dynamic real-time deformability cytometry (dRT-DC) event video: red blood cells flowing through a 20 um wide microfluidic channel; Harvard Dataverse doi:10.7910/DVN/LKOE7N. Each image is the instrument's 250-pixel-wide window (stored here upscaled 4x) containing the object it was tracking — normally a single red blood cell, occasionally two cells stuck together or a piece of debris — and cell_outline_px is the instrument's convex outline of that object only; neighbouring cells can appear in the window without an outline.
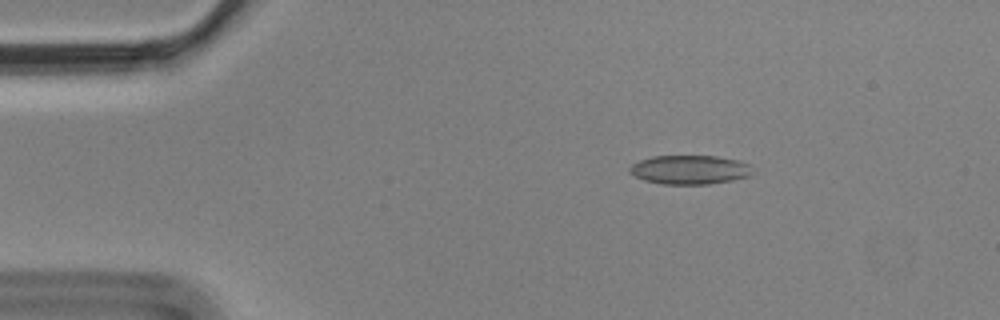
{"species": "Egyptian fruit bat (a non-hibernating species)", "species_latin": "Rousettus aegyptiacus", "temperature_condition": "cold", "stored_images_in_passage": 4, "segment_of_instrument_passage": [1, 2], "camera_frame_rate_fps": 3000, "um_per_image_px": 0.085, "animal": {"sex": "male"}, "frame": {"image": 1, "passage_image": 2, "time_ms": 0.333, "image_size_px": [1000, 320], "cell_outline_px": [[748, 176], [732, 180], [708, 184], [660, 184], [644, 180], [628, 172], [628, 168], [632, 164], [640, 160], [652, 156], [716, 156], [736, 160], [748, 164]], "centroid_in_image_um": [58.53, 14.43], "position_along_channel_um": 26.5, "area_um2": 20.46}}